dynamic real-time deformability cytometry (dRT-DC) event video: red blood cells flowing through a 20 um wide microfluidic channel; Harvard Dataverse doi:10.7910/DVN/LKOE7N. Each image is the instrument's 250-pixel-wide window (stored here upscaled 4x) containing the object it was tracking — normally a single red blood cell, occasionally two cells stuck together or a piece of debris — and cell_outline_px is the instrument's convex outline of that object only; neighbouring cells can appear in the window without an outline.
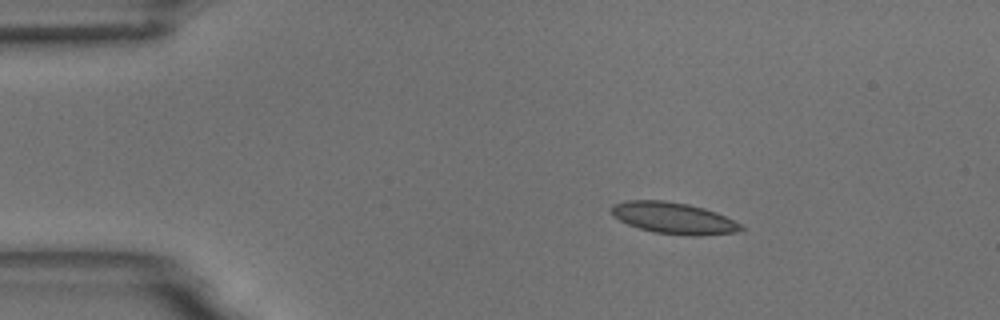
{"species": "common noctule bat (a hibernating species)", "species_latin": "Nyctalus noctula", "temperature_condition": "room temperature", "stored_images_in_passage": 47, "camera_frame_rate_fps": 3000, "um_per_image_px": 0.085, "animal": {"sex": "male", "body_mass_g": 18.8}, "frame": {"image": 1, "passage_image": 1, "time_ms": 0.0, "image_size_px": [1000, 320], "cell_outline_px": [[744, 228], [736, 232], [696, 236], [692, 236], [652, 232], [628, 224], [620, 220], [612, 212], [612, 204], [624, 200], [664, 200], [688, 204], [704, 208], [716, 212], [740, 224]], "centroid_in_image_um": [57.24, 18.53], "position_along_channel_um": 27.8, "area_um2": 23.52}}
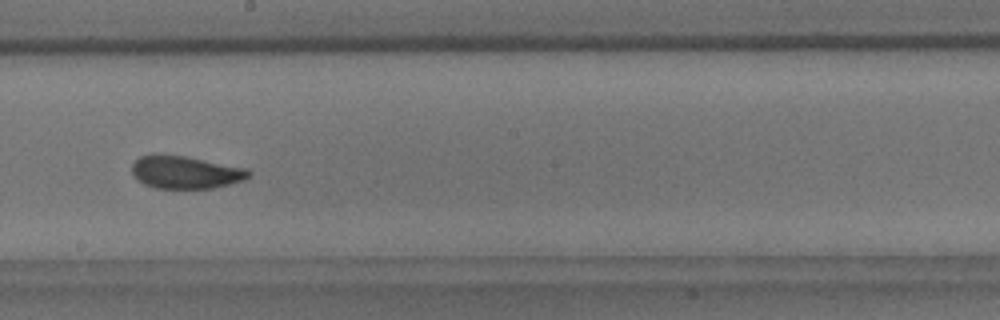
{"frame": {"image": 2, "passage_image": 23, "time_ms": 7.333, "image_size_px": [1000, 320], "cell_outline_px": [[252, 176], [244, 180], [212, 188], [156, 188], [144, 184], [136, 180], [132, 172], [132, 164], [140, 156], [152, 152], [188, 156], [248, 168], [252, 172]], "centroid_in_image_um": [15.76, 14.61], "position_along_channel_um": 232.4, "area_um2": 22.83}}
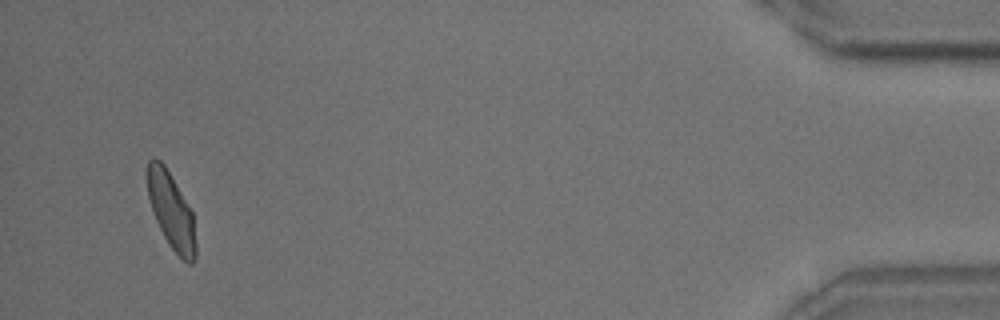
{"frame": {"image": 3, "passage_image": 45, "time_ms": 14.667, "image_size_px": [1000, 320], "cell_outline_px": [[196, 260], [192, 264], [188, 264], [168, 244], [156, 220], [148, 196], [144, 176], [148, 160], [152, 156], [160, 160], [164, 164], [192, 212], [196, 244]], "centroid_in_image_um": [14.52, 17.87], "position_along_channel_um": 420.7, "area_um2": 21.56}, "authors_computed_cell_mechanics": {"area_um2": 22.4264, "velocity_mm_per_s": 3.6119, "shape_relaxation_time_tau1_ms": 4.6446, "shape_relaxation_time_tau2_ms": 1.5199, "deformation_change_tau1": 0.1206, "deformation_change_tau2": 0.0735}}